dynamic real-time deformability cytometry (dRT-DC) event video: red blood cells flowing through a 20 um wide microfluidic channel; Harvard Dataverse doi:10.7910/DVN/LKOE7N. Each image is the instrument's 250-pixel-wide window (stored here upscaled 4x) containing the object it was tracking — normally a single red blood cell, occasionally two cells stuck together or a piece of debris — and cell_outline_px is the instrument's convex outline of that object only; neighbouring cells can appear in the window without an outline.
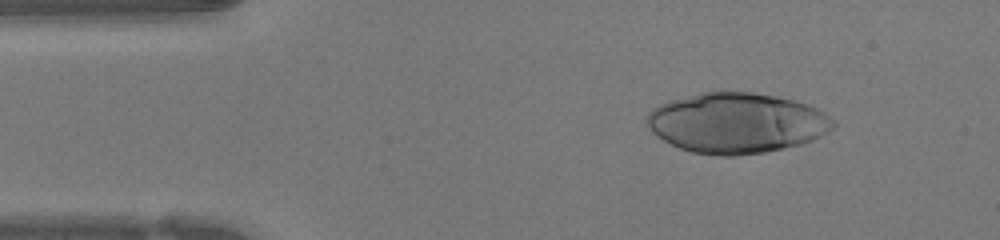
{"species": "human", "species_latin": "Homo sapiens", "temperature_condition": "warm", "stored_images_in_passage": 15, "camera_frame_rate_fps": 3000, "um_per_image_px": 0.085, "donor": {"sex": "female"}, "frame": {"image": 1, "passage_image": 5, "time_ms": 1.333, "image_size_px": [1000, 240], "cell_outline_px": [[836, 124], [828, 132], [812, 140], [800, 144], [784, 148], [764, 152], [736, 156], [720, 156], [692, 152], [680, 148], [656, 136], [648, 128], [648, 112], [652, 108], [668, 100], [700, 92], [720, 88], [752, 92], [776, 96], [808, 104], [824, 112], [836, 120]], "centroid_in_image_um": [62.6, 10.42], "position_along_channel_um": 22.4, "area_um2": 66.41}}